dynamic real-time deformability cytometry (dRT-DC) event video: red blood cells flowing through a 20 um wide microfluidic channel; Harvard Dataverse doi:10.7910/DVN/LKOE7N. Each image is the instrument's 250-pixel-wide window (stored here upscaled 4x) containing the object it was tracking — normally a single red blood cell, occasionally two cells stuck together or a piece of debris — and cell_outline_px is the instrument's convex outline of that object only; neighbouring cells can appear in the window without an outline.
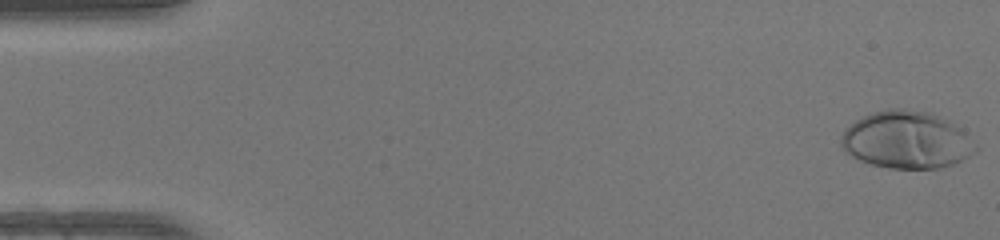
{"species": "human", "species_latin": "Homo sapiens", "temperature_condition": "warm", "stored_images_in_passage": 50, "camera_frame_rate_fps": 3000, "um_per_image_px": 0.085, "donor": {"sex": "female"}, "frame": {"image": 1, "passage_image": 1, "time_ms": 0.0, "image_size_px": [1000, 240], "cell_outline_px": [[980, 148], [976, 152], [956, 164], [940, 168], [888, 168], [872, 164], [860, 160], [844, 152], [840, 144], [840, 136], [856, 120], [872, 112], [888, 108], [904, 108], [932, 112], [948, 120], [960, 128]], "centroid_in_image_um": [77.09, 11.89], "position_along_channel_um": 7.9, "area_um2": 45.26}}
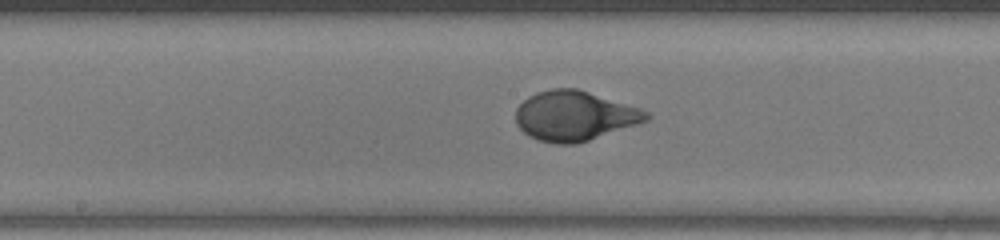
{"frame": {"image": 2, "passage_image": 26, "time_ms": 8.333, "image_size_px": [1000, 240], "cell_outline_px": [[652, 116], [648, 120], [576, 144], [556, 144], [540, 140], [528, 136], [516, 124], [516, 108], [528, 96], [536, 92], [552, 88], [576, 88], [640, 108], [648, 112]], "centroid_in_image_um": [48.8, 9.84], "position_along_channel_um": 199.4, "area_um2": 37.63}}
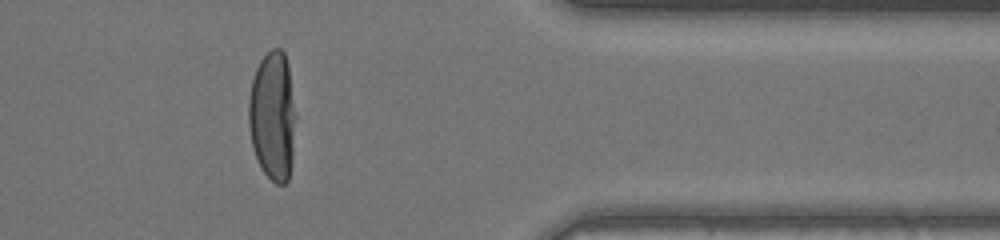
{"frame": {"image": 3, "passage_image": 41, "time_ms": 13.333, "image_size_px": [1000, 240], "cell_outline_px": [[296, 116], [292, 160], [288, 180], [284, 184], [276, 184], [260, 168], [256, 160], [252, 148], [248, 124], [248, 96], [252, 80], [256, 68], [260, 60], [272, 48], [280, 48], [284, 52], [288, 64]], "centroid_in_image_um": [23.16, 9.87], "position_along_channel_um": 388.2, "area_um2": 35.95}, "authors_computed_cell_mechanics": {"area_um2": 38.0324, "velocity_mm_per_s": 4.1672, "shape_relaxation_time_tau1_ms": 4.2198, "shape_relaxation_time_tau2_ms": null, "deformation_change_tau1": 0.2667, "deformation_change_tau2": null}}